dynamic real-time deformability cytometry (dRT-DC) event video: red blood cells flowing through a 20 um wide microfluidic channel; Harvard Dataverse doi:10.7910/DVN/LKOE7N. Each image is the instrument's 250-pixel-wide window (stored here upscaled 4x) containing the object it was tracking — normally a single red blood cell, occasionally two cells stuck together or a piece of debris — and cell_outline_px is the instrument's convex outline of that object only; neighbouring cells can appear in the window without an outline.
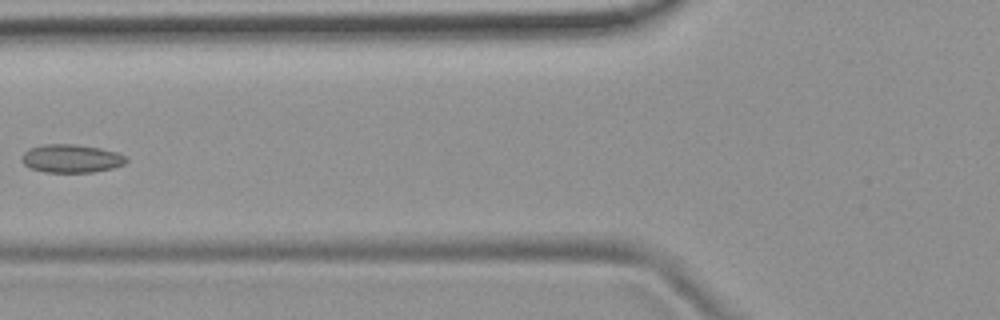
{"species": "common noctule bat (a hibernating species)", "species_latin": "Nyctalus noctula", "temperature_condition": "room temperature", "stored_images_in_passage": 6, "camera_frame_rate_fps": 3000, "um_per_image_px": 0.085, "animal": {"sex": "female", "body_mass_g": 19.9}, "frame": {"image": 1, "passage_image": 5, "time_ms": 5.667, "image_size_px": [1000, 320], "cell_outline_px": [[128, 160], [124, 164], [112, 168], [92, 172], [44, 172], [32, 168], [24, 164], [20, 160], [24, 152], [28, 148], [44, 144], [76, 144], [100, 148], [116, 152], [124, 156]], "centroid_in_image_um": [6.03, 13.46], "position_along_channel_um": 119.8, "area_um2": 17.17}}
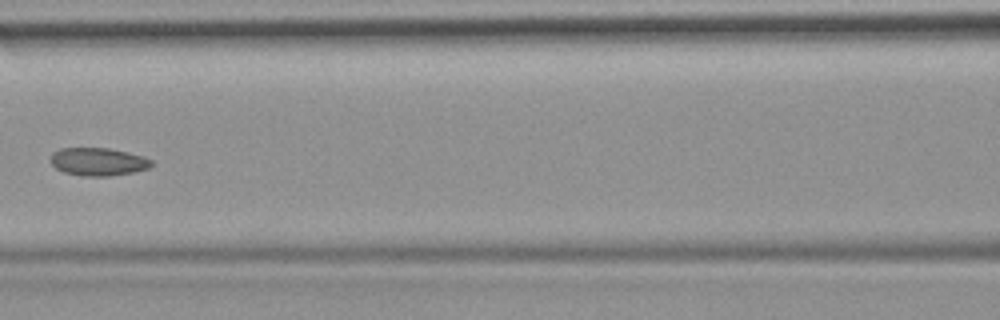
{"frame": {"image": 2, "passage_image": 6, "time_ms": 6.667, "image_size_px": [1000, 320], "cell_outline_px": [[152, 164], [148, 168], [136, 172], [108, 176], [84, 176], [64, 172], [56, 168], [52, 164], [52, 152], [60, 148], [108, 148], [128, 152], [144, 156], [152, 160]], "centroid_in_image_um": [8.37, 13.74], "position_along_channel_um": 158.2, "area_um2": 16.42}}